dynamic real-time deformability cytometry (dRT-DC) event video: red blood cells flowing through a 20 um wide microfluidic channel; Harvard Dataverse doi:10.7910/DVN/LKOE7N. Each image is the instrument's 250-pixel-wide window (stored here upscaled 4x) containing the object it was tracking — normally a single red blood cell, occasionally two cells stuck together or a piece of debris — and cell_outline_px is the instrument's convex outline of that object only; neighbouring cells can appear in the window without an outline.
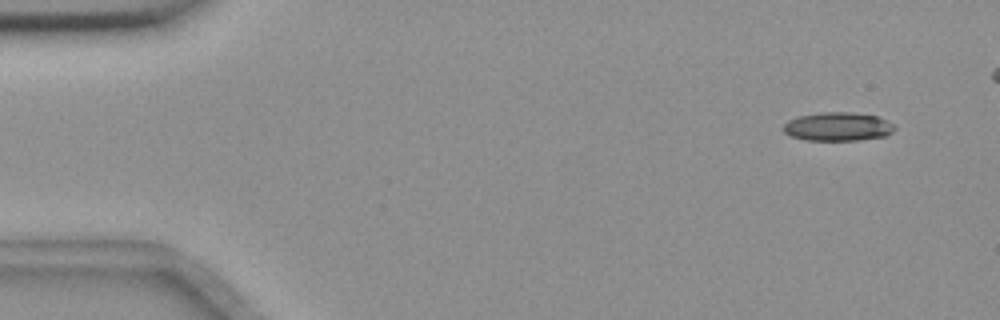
{"species": "common noctule bat (a hibernating species)", "species_latin": "Nyctalus noctula", "temperature_condition": "room temperature", "stored_images_in_passage": 48, "camera_frame_rate_fps": 3000, "um_per_image_px": 0.085, "animal": {"sex": "female", "body_mass_g": 18.4}, "frame": {"image": 1, "passage_image": 1, "time_ms": 0.0, "image_size_px": [1000, 320], "cell_outline_px": [[896, 128], [892, 132], [884, 136], [860, 140], [804, 140], [792, 136], [784, 132], [780, 128], [788, 120], [796, 116], [820, 112], [852, 112], [876, 116], [892, 124]], "centroid_in_image_um": [71.15, 10.76], "position_along_channel_um": 13.8, "area_um2": 18.61}}
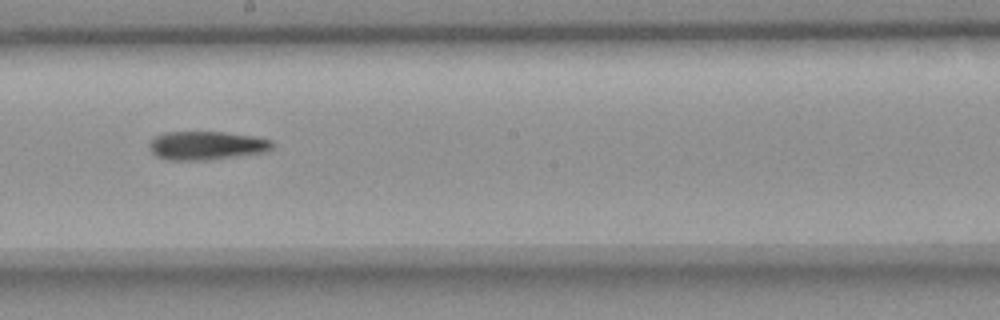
{"frame": {"image": 2, "passage_image": 28, "time_ms": 9.0, "image_size_px": [1000, 320], "cell_outline_px": [[272, 148], [264, 152], [208, 160], [168, 160], [156, 156], [148, 148], [148, 144], [156, 136], [164, 132], [224, 132], [252, 136], [272, 140]], "centroid_in_image_um": [17.51, 12.37], "position_along_channel_um": 230.7, "area_um2": 20.4}}
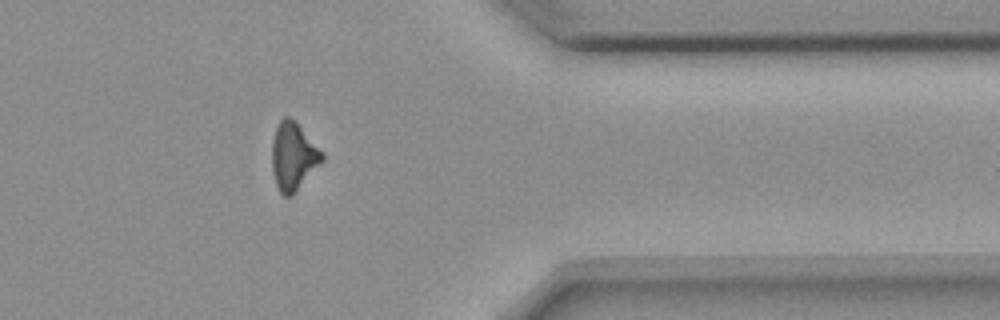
{"frame": {"image": 3, "passage_image": 42, "time_ms": 13.667, "image_size_px": [1000, 320], "cell_outline_px": [[324, 160], [292, 196], [284, 196], [280, 192], [276, 184], [272, 168], [272, 140], [276, 128], [280, 120], [284, 116], [288, 116], [296, 120], [324, 152]], "centroid_in_image_um": [24.95, 13.26], "position_along_channel_um": 386.4, "area_um2": 20.06}}